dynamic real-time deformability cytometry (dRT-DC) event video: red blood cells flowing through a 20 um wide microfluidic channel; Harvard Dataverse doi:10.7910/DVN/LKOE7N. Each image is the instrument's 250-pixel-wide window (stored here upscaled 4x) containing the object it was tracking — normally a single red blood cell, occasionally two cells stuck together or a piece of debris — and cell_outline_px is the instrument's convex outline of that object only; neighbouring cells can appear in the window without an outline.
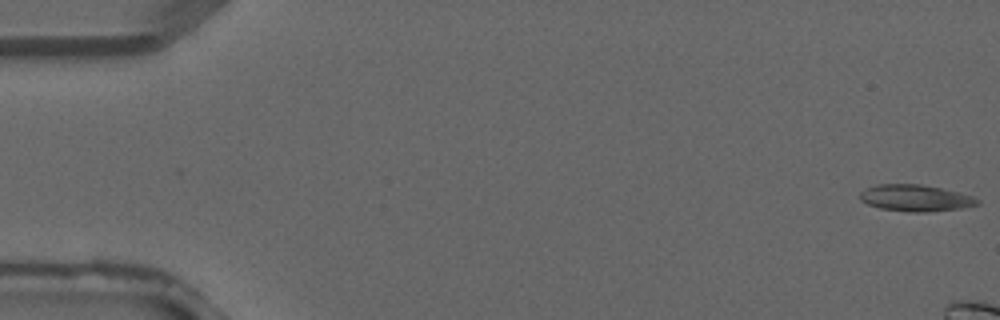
{"species": "common noctule bat (a hibernating species)", "species_latin": "Nyctalus noctula", "temperature_condition": "warm", "stored_images_in_passage": 4, "camera_frame_rate_fps": 3000, "um_per_image_px": 0.085, "animal": {"sex": "male", "forearm_length_mm": 52.5}, "frame": {"image": 1, "passage_image": 1, "time_ms": 0.0, "image_size_px": [1000, 320], "cell_outline_px": [[980, 204], [960, 208], [928, 212], [908, 212], [880, 208], [868, 204], [860, 200], [860, 192], [876, 184], [920, 184], [940, 188], [972, 196], [980, 200]], "centroid_in_image_um": [77.8, 16.84], "position_along_channel_um": 7.2, "area_um2": 18.03}}
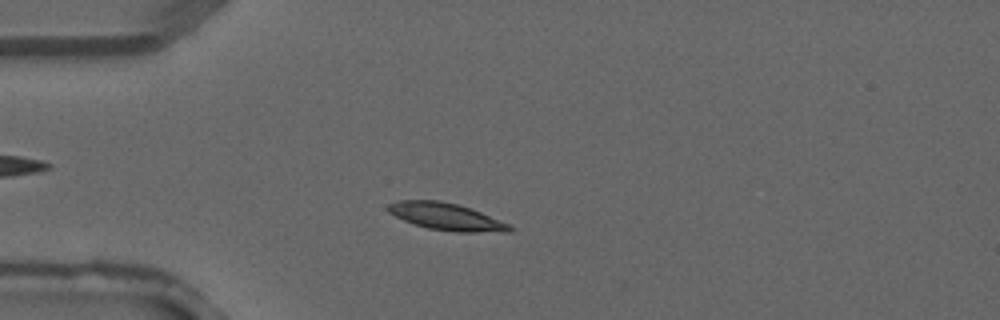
{"frame": {"image": 2, "passage_image": 4, "time_ms": 1.0, "image_size_px": [1000, 320], "cell_outline_px": [[516, 228], [512, 232], [456, 232], [428, 228], [404, 220], [388, 212], [388, 204], [400, 200], [440, 200], [456, 204], [480, 212], [508, 224]], "centroid_in_image_um": [37.96, 18.42], "position_along_channel_um": 47.0, "area_um2": 18.96}}